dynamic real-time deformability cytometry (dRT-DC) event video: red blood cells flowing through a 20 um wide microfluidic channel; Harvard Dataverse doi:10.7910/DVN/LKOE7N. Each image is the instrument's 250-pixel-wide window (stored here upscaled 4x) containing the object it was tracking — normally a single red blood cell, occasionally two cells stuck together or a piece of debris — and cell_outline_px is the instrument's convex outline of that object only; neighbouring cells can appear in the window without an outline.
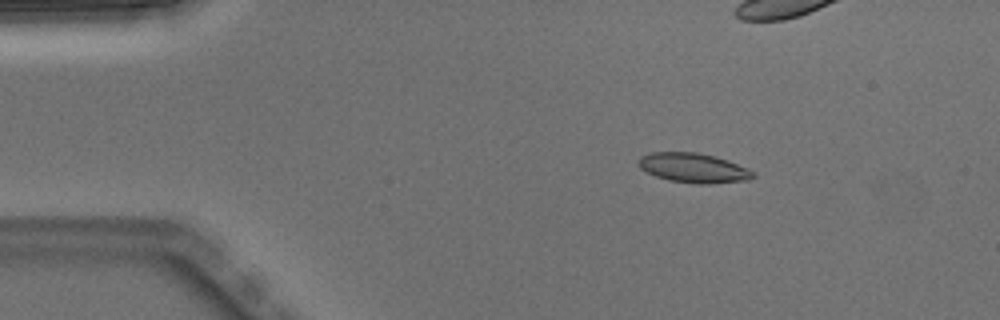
{"species": "Egyptian fruit bat (a non-hibernating species)", "species_latin": "Rousettus aegyptiacus", "temperature_condition": "warm", "stored_images_in_passage": 6, "camera_frame_rate_fps": 3000, "um_per_image_px": 0.085, "animal": {"sex": "male"}, "frame": {"image": 1, "passage_image": 3, "time_ms": 0.667, "image_size_px": [1000, 320], "cell_outline_px": [[756, 176], [748, 180], [708, 184], [700, 184], [668, 180], [656, 176], [640, 168], [636, 164], [636, 160], [640, 156], [652, 152], [696, 152], [716, 156], [728, 160], [748, 168], [756, 172]], "centroid_in_image_um": [58.95, 14.26], "position_along_channel_um": 26.1, "area_um2": 20.0}}
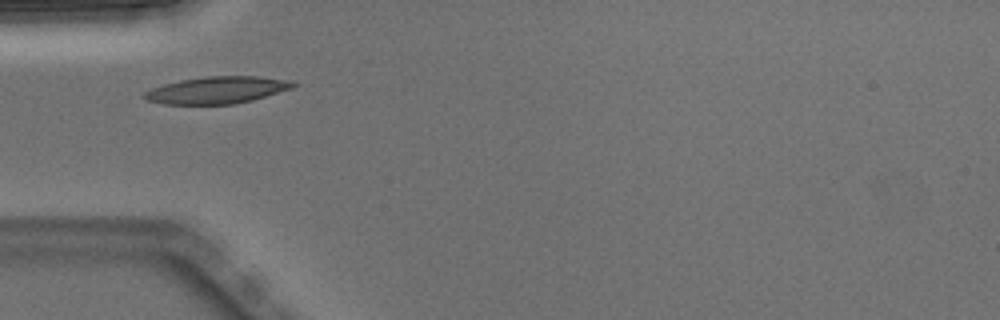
{"frame": {"image": 2, "passage_image": 6, "time_ms": 1.667, "image_size_px": [1000, 320], "cell_outline_px": [[296, 84], [292, 88], [252, 100], [232, 104], [164, 104], [144, 100], [140, 96], [144, 92], [152, 88], [164, 84], [180, 80], [208, 76], [256, 76], [292, 80]], "centroid_in_image_um": [18.4, 7.65], "position_along_channel_um": 66.6, "area_um2": 23.41}}